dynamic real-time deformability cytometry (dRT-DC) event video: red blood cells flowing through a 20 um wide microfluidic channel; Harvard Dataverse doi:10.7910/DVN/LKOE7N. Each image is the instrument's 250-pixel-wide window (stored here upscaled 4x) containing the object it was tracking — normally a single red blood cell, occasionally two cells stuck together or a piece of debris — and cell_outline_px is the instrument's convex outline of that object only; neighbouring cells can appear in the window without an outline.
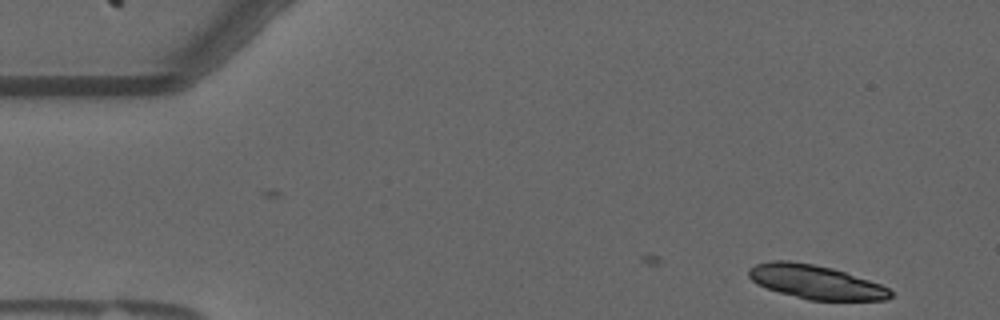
{"species": "common noctule bat (a hibernating species)", "species_latin": "Nyctalus noctula", "temperature_condition": "warm", "stored_images_in_passage": 42, "camera_frame_rate_fps": 3000, "um_per_image_px": 0.085, "animal": {"sex": "male", "forearm_length_mm": 52.5}, "frame": {"image": 1, "passage_image": 1, "time_ms": 0.0, "image_size_px": [1000, 320], "cell_outline_px": [[892, 296], [888, 300], [808, 300], [780, 292], [756, 284], [748, 276], [748, 268], [756, 264], [772, 260], [788, 260], [812, 264], [832, 268], [880, 284], [888, 288], [892, 292]], "centroid_in_image_um": [69.31, 23.96], "position_along_channel_um": 15.7, "area_um2": 27.8}}
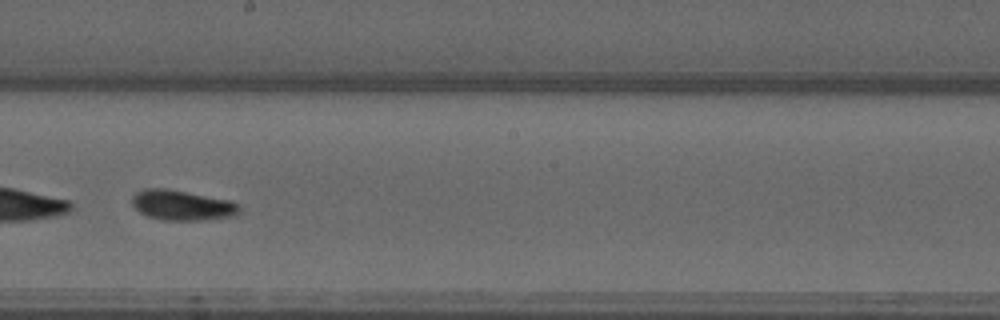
{"frame": {"image": 2, "passage_image": 28, "time_ms": 9.0, "image_size_px": [1000, 320], "cell_outline_px": [[240, 212], [236, 216], [208, 220], [160, 220], [148, 216], [140, 212], [132, 204], [132, 196], [136, 192], [148, 188], [164, 188], [232, 200], [240, 204]], "centroid_in_image_um": [15.53, 17.45], "position_along_channel_um": 232.7, "area_um2": 19.07}, "authors_computed_cell_mechanics": {"area_um2": 18.5249, "velocity_mm_per_s": 3.6506, "shape_relaxation_time_tau1_ms": 7.0207, "shape_relaxation_time_tau2_ms": 3.5264, "deformation_change_tau1": 0.2117, "deformation_change_tau2": 0.0489}}